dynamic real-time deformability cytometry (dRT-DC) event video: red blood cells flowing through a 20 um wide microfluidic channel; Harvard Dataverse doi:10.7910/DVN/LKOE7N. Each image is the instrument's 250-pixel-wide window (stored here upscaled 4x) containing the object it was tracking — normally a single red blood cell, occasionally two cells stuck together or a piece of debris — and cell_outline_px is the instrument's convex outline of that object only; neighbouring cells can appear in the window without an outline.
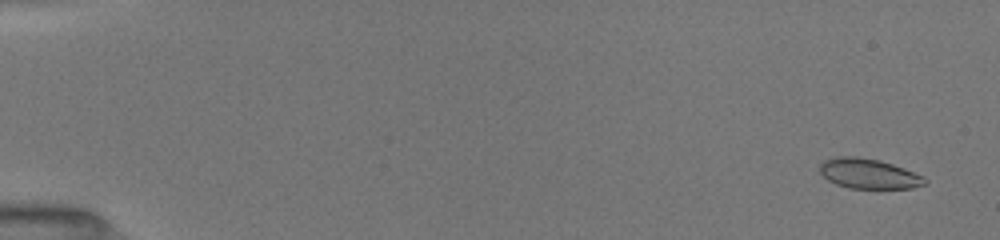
{"species": "common noctule bat (a hibernating species)", "species_latin": "Nyctalus noctula", "temperature_condition": "room temperature", "stored_images_in_passage": 7, "camera_frame_rate_fps": 3000, "um_per_image_px": 0.085, "animal": {"sex": "female", "body_mass_g": 19.5, "forearm_length_mm": 54.1}, "frame": {"image": 1, "passage_image": 1, "time_ms": 0.0, "image_size_px": [1000, 240], "cell_outline_px": [[928, 184], [912, 188], [848, 188], [836, 184], [828, 180], [820, 172], [820, 164], [824, 160], [836, 156], [856, 156], [880, 160], [904, 168], [924, 176], [928, 180]], "centroid_in_image_um": [73.86, 14.76], "position_along_channel_um": 11.1, "area_um2": 18.5}}
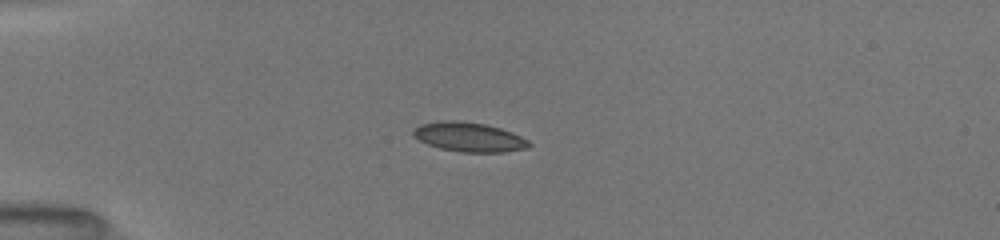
{"frame": {"image": 2, "passage_image": 5, "time_ms": 4.0, "image_size_px": [1000, 240], "cell_outline_px": [[532, 144], [528, 148], [504, 152], [460, 152], [440, 148], [428, 144], [412, 136], [412, 128], [420, 124], [440, 120], [456, 120], [484, 124], [500, 128], [512, 132], [528, 140]], "centroid_in_image_um": [39.84, 11.64], "position_along_channel_um": 45.2, "area_um2": 19.94}}
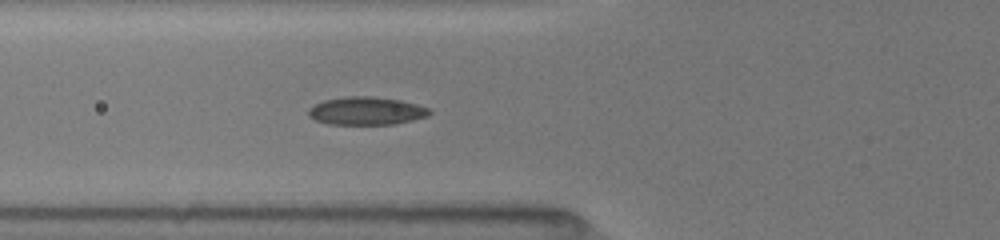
{"frame": {"image": 3, "passage_image": 7, "time_ms": 6.0, "image_size_px": [1000, 240], "cell_outline_px": [[432, 112], [428, 116], [412, 120], [392, 124], [328, 124], [316, 120], [308, 116], [308, 108], [324, 100], [344, 96], [372, 96], [400, 100], [416, 104], [428, 108]], "centroid_in_image_um": [31.12, 9.42], "position_along_channel_um": 94.7, "area_um2": 19.71}}